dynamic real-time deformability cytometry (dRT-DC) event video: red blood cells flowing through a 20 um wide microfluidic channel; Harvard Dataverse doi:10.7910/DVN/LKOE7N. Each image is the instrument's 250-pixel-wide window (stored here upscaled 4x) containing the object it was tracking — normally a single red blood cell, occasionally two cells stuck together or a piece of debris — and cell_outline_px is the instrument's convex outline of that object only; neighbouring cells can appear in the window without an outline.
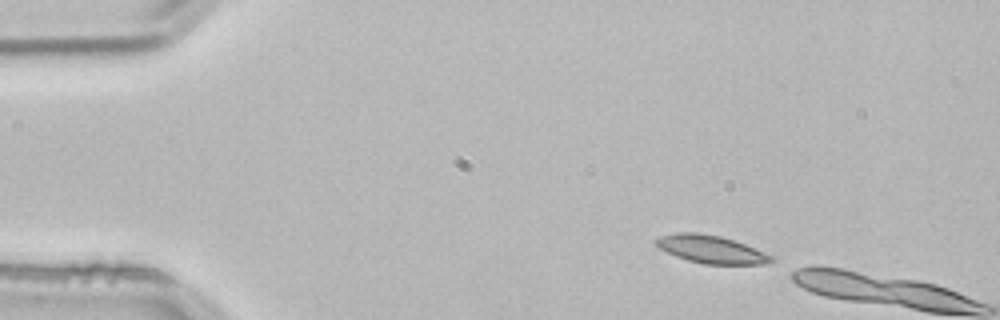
{"species": "common noctule bat (a hibernating species)", "species_latin": "Nyctalus noctula", "temperature_condition": "room temperature", "stored_images_in_passage": 2, "camera_frame_rate_fps": 3000, "um_per_image_px": 0.085, "animal": {"sex": "male", "body_mass_g": 21.5, "forearm_length_mm": 52.0}, "frame": {"image": 1, "passage_image": 1, "time_ms": 0.0, "image_size_px": [1000, 320], "cell_outline_px": [[776, 260], [764, 264], [704, 264], [688, 260], [676, 256], [660, 248], [656, 244], [656, 240], [660, 236], [676, 232], [696, 232], [720, 236], [744, 244], [776, 256]], "centroid_in_image_um": [60.49, 21.19], "position_along_channel_um": 24.5, "area_um2": 18.61}}